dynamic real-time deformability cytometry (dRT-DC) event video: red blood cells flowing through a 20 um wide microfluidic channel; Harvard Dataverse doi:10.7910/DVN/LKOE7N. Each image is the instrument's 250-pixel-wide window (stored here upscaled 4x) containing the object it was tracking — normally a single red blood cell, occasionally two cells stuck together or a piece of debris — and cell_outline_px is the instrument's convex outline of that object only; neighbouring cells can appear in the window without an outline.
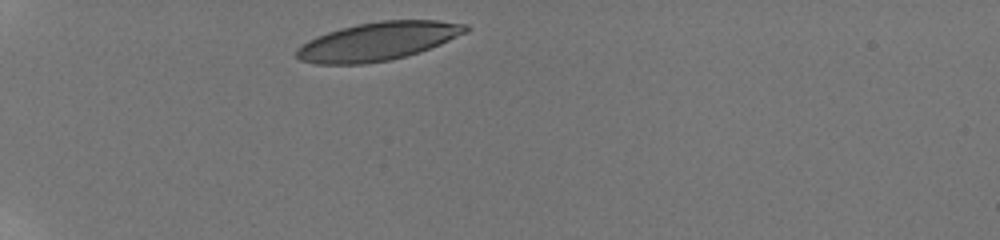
{"species": "human", "species_latin": "Homo sapiens", "temperature_condition": "room temperature", "stored_images_in_passage": 9, "camera_frame_rate_fps": 3000, "um_per_image_px": 0.085, "donor": {"sex": "male"}, "frame": {"image": 1, "passage_image": 1, "time_ms": 0.0, "image_size_px": [1000, 240], "cell_outline_px": [[472, 28], [468, 32], [440, 44], [420, 52], [392, 60], [364, 64], [316, 64], [300, 60], [296, 56], [296, 48], [308, 40], [316, 36], [340, 28], [356, 24], [380, 20], [436, 20], [468, 24]], "centroid_in_image_um": [32.14, 3.51], "position_along_channel_um": 52.9, "area_um2": 38.09}}
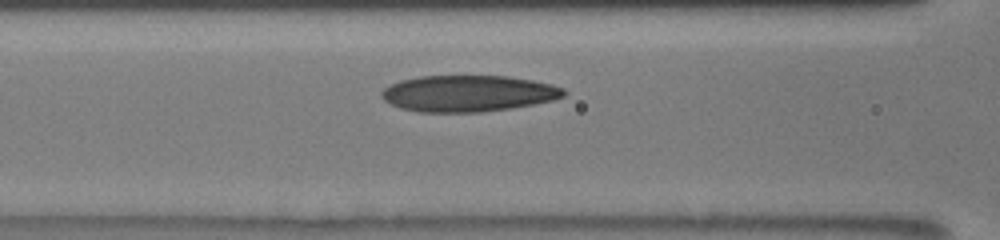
{"frame": {"image": 2, "passage_image": 4, "time_ms": 3.0, "image_size_px": [1000, 240], "cell_outline_px": [[568, 92], [564, 96], [552, 100], [512, 108], [480, 112], [420, 112], [400, 108], [384, 100], [380, 96], [380, 92], [384, 88], [400, 80], [420, 76], [508, 76], [532, 80], [552, 84], [564, 88]], "centroid_in_image_um": [39.8, 7.94], "position_along_channel_um": 126.8, "area_um2": 38.67}}